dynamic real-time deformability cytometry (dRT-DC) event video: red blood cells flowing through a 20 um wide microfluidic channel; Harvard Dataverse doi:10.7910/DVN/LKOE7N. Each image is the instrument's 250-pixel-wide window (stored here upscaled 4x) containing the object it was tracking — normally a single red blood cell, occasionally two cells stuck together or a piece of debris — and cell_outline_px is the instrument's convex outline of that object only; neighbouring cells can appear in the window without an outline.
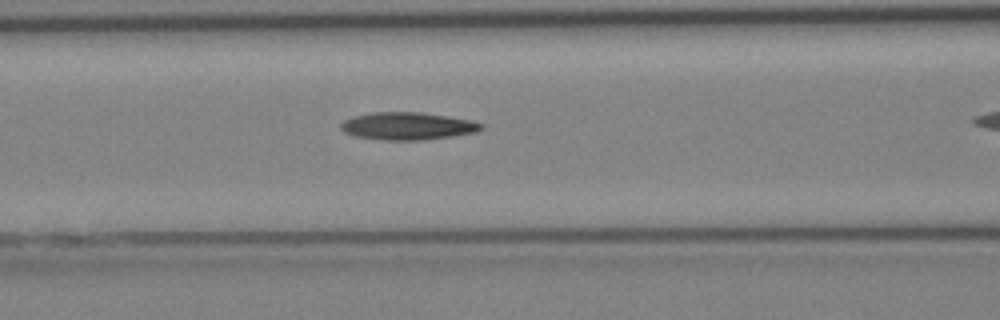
{"species": "Egyptian fruit bat (a non-hibernating species)", "species_latin": "Rousettus aegyptiacus", "temperature_condition": "cold", "stored_images_in_passage": 20, "camera_frame_rate_fps": 3000, "um_per_image_px": 0.085, "animal": {"sex": "female"}, "frame": {"image": 1, "passage_image": 6, "time_ms": 1.667, "image_size_px": [1000, 320], "cell_outline_px": [[484, 128], [476, 132], [452, 136], [420, 140], [380, 140], [356, 136], [344, 132], [340, 128], [340, 124], [344, 120], [352, 116], [376, 112], [420, 112], [448, 116], [468, 120], [484, 124]], "centroid_in_image_um": [34.62, 10.71], "position_along_channel_um": 132.0, "area_um2": 22.48}}
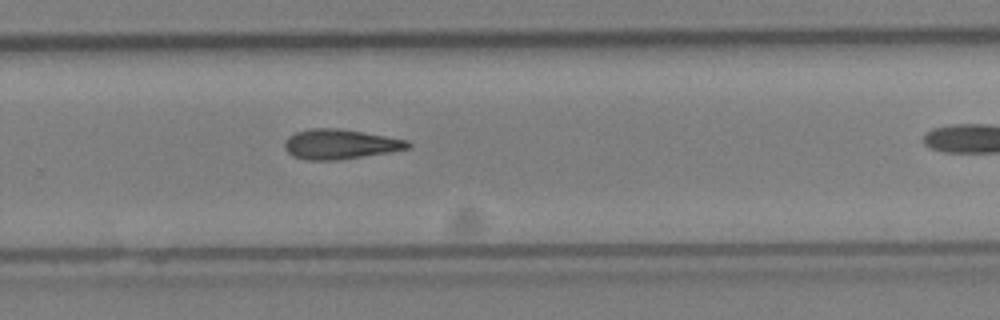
{"frame": {"image": 2, "passage_image": 15, "time_ms": 4.667, "image_size_px": [1000, 320], "cell_outline_px": [[412, 148], [392, 152], [336, 160], [304, 160], [292, 156], [284, 148], [284, 140], [288, 136], [296, 132], [312, 128], [340, 128], [408, 140], [412, 144]], "centroid_in_image_um": [28.91, 12.26], "position_along_channel_um": 300.9, "area_um2": 21.68}}
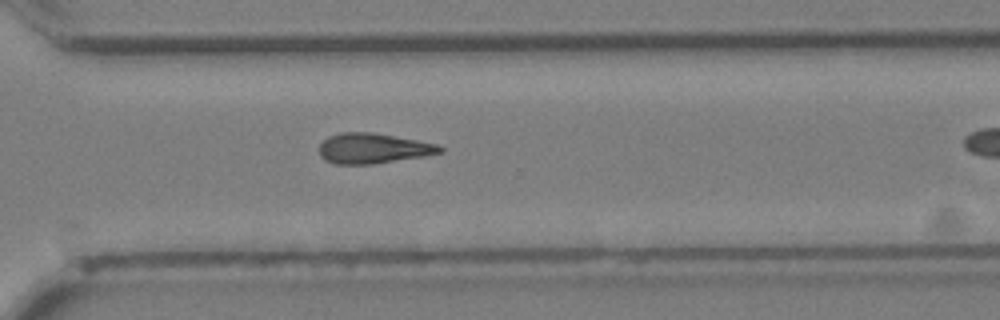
{"frame": {"image": 3, "passage_image": 17, "time_ms": 5.333, "image_size_px": [1000, 320], "cell_outline_px": [[444, 152], [424, 156], [372, 164], [336, 164], [324, 160], [320, 156], [320, 144], [328, 136], [340, 132], [372, 132], [416, 140], [436, 144], [444, 148]], "centroid_in_image_um": [31.69, 12.61], "position_along_channel_um": 338.9, "area_um2": 21.21}}